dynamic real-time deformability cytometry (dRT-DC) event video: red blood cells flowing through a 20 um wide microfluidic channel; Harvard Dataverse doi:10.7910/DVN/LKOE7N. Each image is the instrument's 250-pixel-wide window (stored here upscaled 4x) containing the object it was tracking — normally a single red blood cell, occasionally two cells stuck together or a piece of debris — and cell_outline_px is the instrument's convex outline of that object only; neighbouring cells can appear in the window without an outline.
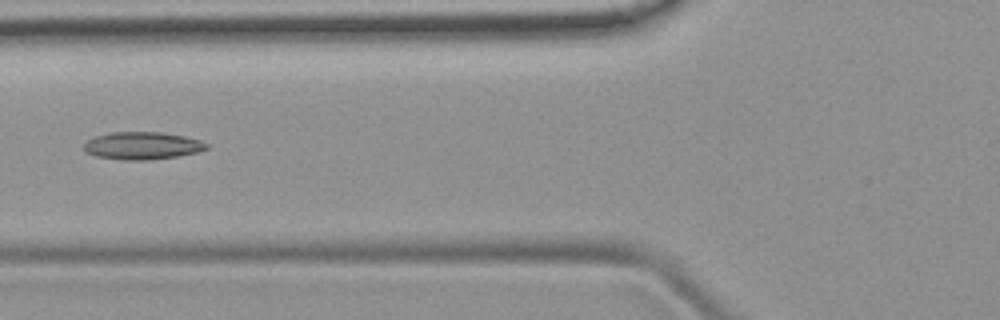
{"species": "common noctule bat (a hibernating species)", "species_latin": "Nyctalus noctula", "temperature_condition": "room temperature", "stored_images_in_passage": 7, "camera_frame_rate_fps": 3000, "um_per_image_px": 0.085, "animal": {"sex": "female", "body_mass_g": 19.9}, "frame": {"image": 1, "passage_image": 6, "time_ms": 5.667, "image_size_px": [1000, 320], "cell_outline_px": [[208, 148], [196, 152], [180, 156], [148, 160], [120, 160], [96, 156], [84, 152], [84, 144], [88, 140], [96, 136], [112, 132], [160, 132], [184, 136], [200, 140], [208, 144]], "centroid_in_image_um": [12.08, 12.39], "position_along_channel_um": 113.7, "area_um2": 19.71}}
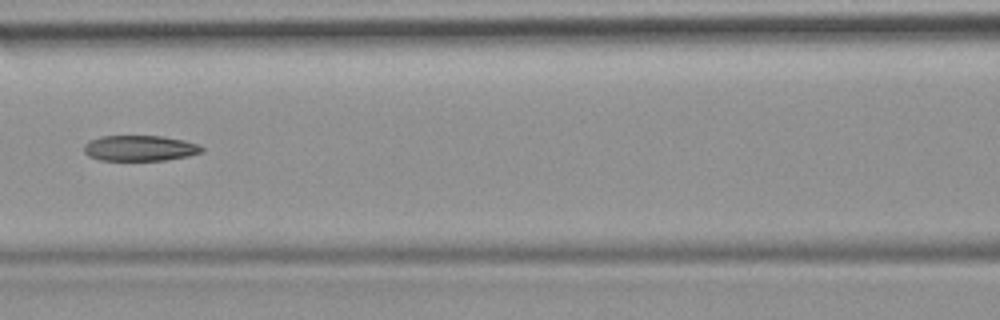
{"frame": {"image": 2, "passage_image": 7, "time_ms": 6.667, "image_size_px": [1000, 320], "cell_outline_px": [[204, 152], [188, 156], [164, 160], [100, 160], [88, 156], [84, 152], [84, 144], [88, 140], [100, 136], [160, 136], [184, 140], [200, 144], [204, 148]], "centroid_in_image_um": [11.89, 12.59], "position_along_channel_um": 154.7, "area_um2": 17.74}}